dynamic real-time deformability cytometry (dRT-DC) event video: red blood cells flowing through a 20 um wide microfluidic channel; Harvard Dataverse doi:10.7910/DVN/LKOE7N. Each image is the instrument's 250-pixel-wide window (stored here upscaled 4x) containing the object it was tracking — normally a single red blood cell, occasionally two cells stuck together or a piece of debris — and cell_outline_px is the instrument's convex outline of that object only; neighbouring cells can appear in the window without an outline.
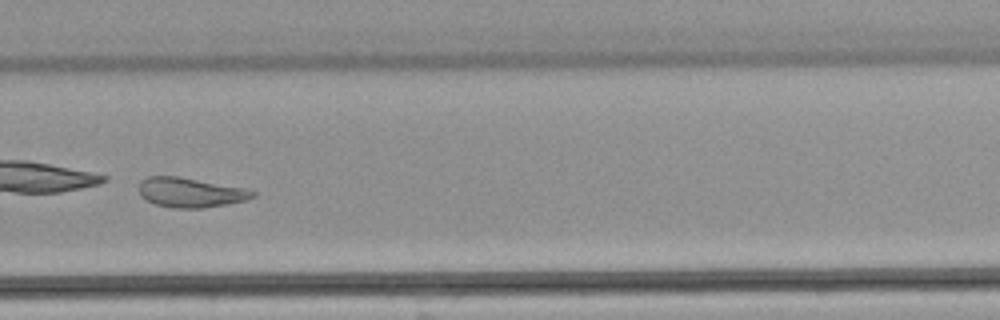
{"species": "common noctule bat (a hibernating species)", "species_latin": "Nyctalus noctula", "temperature_condition": "warm", "stored_images_in_passage": 53, "camera_frame_rate_fps": 3000, "um_per_image_px": 0.085, "animal": {"sex": "male", "body_mass_g": 21.5, "forearm_length_mm": 52.0}, "frame": {"image": 1, "passage_image": 38, "time_ms": 12.333, "image_size_px": [1000, 320], "cell_outline_px": [[256, 196], [244, 200], [228, 204], [204, 208], [176, 208], [156, 204], [144, 200], [140, 196], [140, 180], [148, 176], [176, 176], [244, 188], [256, 192]], "centroid_in_image_um": [16.16, 16.36], "position_along_channel_um": 313.6, "area_um2": 19.54}}